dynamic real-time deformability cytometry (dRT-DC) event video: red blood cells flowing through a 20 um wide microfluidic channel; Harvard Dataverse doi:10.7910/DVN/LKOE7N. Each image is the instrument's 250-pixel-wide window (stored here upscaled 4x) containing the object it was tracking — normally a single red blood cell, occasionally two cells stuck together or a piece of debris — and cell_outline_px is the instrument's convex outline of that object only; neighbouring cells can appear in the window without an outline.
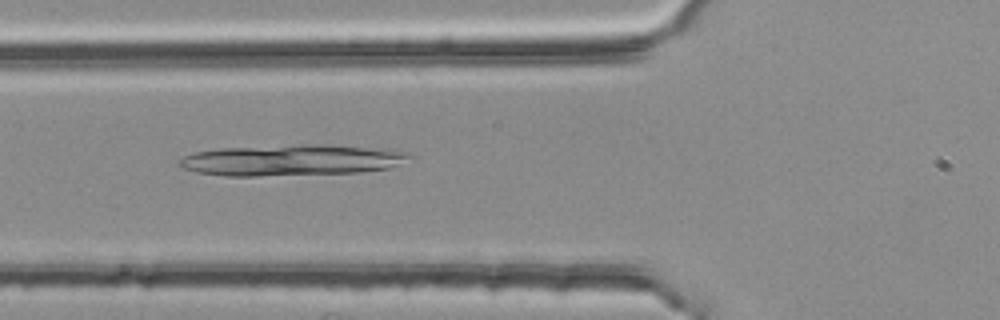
{"species": "common noctule bat (a hibernating species)", "species_latin": "Nyctalus noctula", "temperature_condition": "room temperature", "stored_images_in_passage": 43, "camera_frame_rate_fps": 3000, "um_per_image_px": 0.085, "animal": {"sex": "female", "body_mass_g": 25.1}, "frame": {"image": 1, "passage_image": 9, "time_ms": 2.667, "image_size_px": [1000, 320], "cell_outline_px": [[416, 156], [392, 168], [360, 172], [256, 176], [224, 176], [196, 172], [184, 168], [176, 164], [176, 160], [192, 152], [220, 148], [308, 144], [320, 144], [388, 148], [408, 152]], "centroid_in_image_um": [24.83, 13.6], "position_along_channel_um": 101.0, "area_um2": 42.37}}
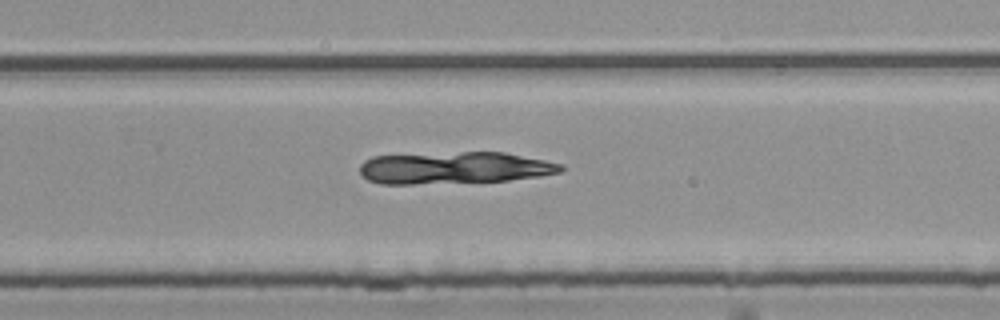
{"frame": {"image": 2, "passage_image": 24, "time_ms": 7.667, "image_size_px": [1000, 320], "cell_outline_px": [[564, 168], [560, 172], [540, 176], [508, 180], [412, 184], [380, 184], [368, 180], [360, 176], [360, 164], [364, 160], [372, 156], [460, 152], [504, 152], [564, 164]], "centroid_in_image_um": [38.59, 14.26], "position_along_channel_um": 291.2, "area_um2": 37.51}}
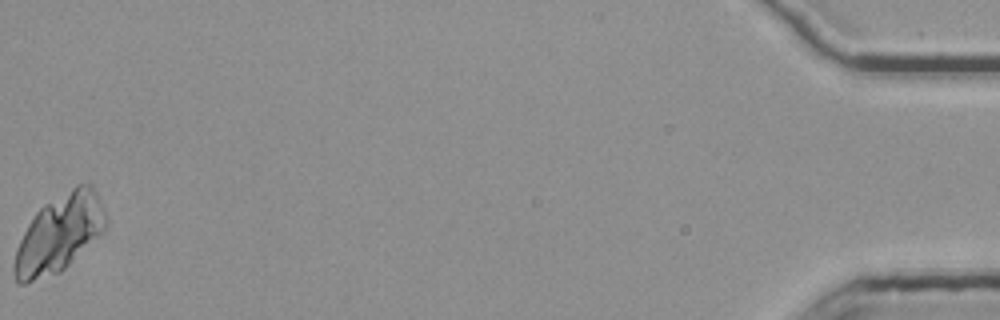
{"frame": {"image": 3, "passage_image": 43, "time_ms": 14.0, "image_size_px": [1000, 320], "cell_outline_px": [[108, 224], [104, 232], [60, 272], [24, 284], [20, 284], [16, 280], [12, 272], [12, 264], [16, 248], [28, 224], [36, 212], [44, 204], [76, 184], [92, 184], [104, 208], [108, 220]], "centroid_in_image_um": [5.04, 19.85], "position_along_channel_um": 430.2, "area_um2": 41.56}}